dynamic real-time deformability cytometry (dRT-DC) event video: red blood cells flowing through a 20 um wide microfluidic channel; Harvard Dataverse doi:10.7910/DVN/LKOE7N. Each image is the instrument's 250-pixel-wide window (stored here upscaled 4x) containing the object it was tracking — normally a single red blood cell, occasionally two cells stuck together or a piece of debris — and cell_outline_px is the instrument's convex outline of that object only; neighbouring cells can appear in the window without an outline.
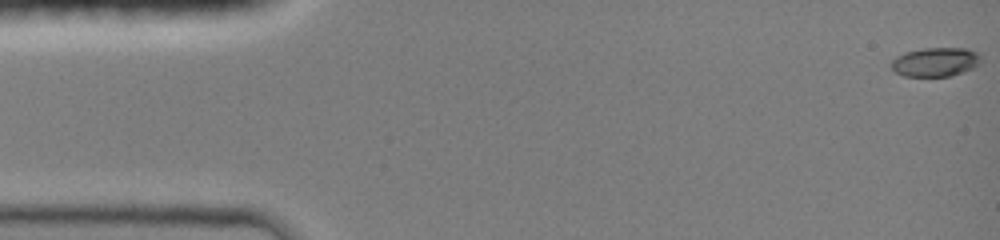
{"species": "common noctule bat (a hibernating species)", "species_latin": "Nyctalus noctula", "temperature_condition": "room temperature", "stored_images_in_passage": 46, "camera_frame_rate_fps": 3000, "um_per_image_px": 0.085, "animal": {"sex": "female", "body_mass_g": 19.0, "forearm_length_mm": 51.5}, "frame": {"image": 1, "passage_image": 1, "time_ms": 0.0, "image_size_px": [1000, 240], "cell_outline_px": [[980, 64], [972, 68], [948, 76], [904, 76], [896, 72], [892, 68], [892, 60], [896, 56], [904, 52], [924, 48], [964, 48], [976, 52], [980, 56]], "centroid_in_image_um": [79.49, 5.26], "position_along_channel_um": 5.5, "area_um2": 14.97}}
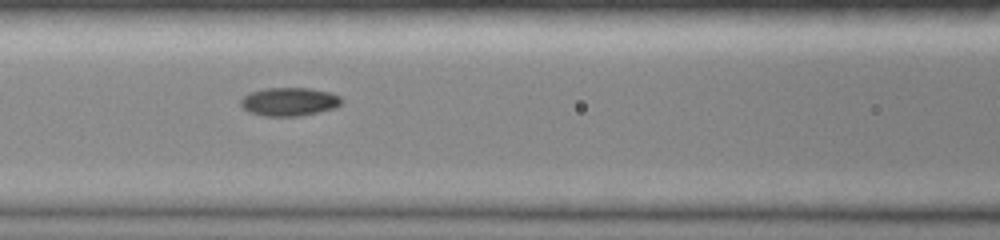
{"frame": {"image": 2, "passage_image": 20, "time_ms": 6.333, "image_size_px": [1000, 240], "cell_outline_px": [[344, 100], [340, 104], [332, 108], [300, 116], [264, 116], [248, 112], [240, 104], [240, 100], [248, 92], [264, 88], [308, 88], [332, 92], [340, 96]], "centroid_in_image_um": [24.56, 8.63], "position_along_channel_um": 142.0, "area_um2": 16.76}}
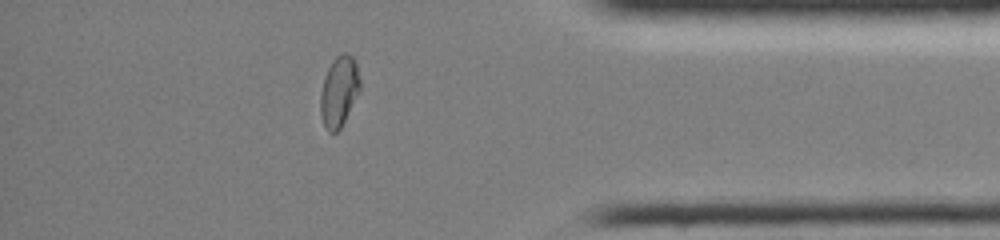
{"frame": {"image": 3, "passage_image": 40, "time_ms": 13.0, "image_size_px": [1000, 240], "cell_outline_px": [[360, 92], [340, 128], [336, 132], [328, 132], [324, 128], [320, 116], [320, 96], [324, 76], [332, 60], [336, 56], [344, 52], [352, 56], [356, 64], [360, 80]], "centroid_in_image_um": [28.81, 7.78], "position_along_channel_um": 406.4, "area_um2": 16.42}, "authors_computed_cell_mechanics": {"area_um2": 16.1551, "velocity_mm_per_s": 4.1946, "shape_relaxation_time_tau1_ms": null, "shape_relaxation_time_tau2_ms": 1.4574, "deformation_change_tau1": null, "deformation_change_tau2": 0.04}}